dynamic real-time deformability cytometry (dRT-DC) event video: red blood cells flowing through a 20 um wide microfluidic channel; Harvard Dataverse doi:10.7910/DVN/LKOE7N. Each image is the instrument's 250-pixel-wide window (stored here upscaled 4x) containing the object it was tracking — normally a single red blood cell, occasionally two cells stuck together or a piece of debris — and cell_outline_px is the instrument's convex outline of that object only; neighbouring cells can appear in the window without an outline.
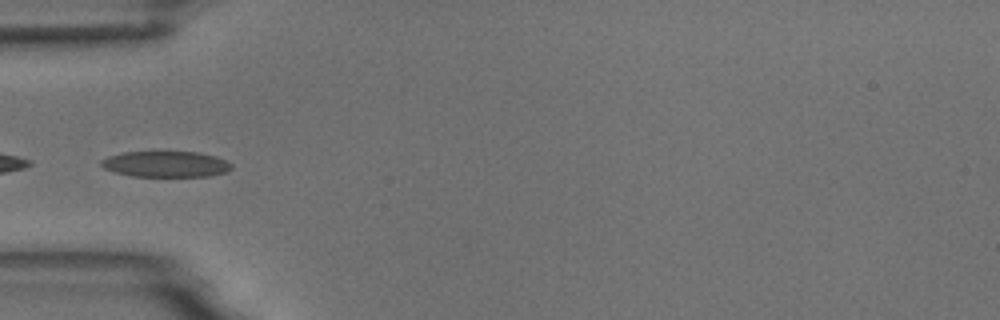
{"species": "common noctule bat (a hibernating species)", "species_latin": "Nyctalus noctula", "temperature_condition": "room temperature", "stored_images_in_passage": 5, "camera_frame_rate_fps": 3000, "um_per_image_px": 0.085, "animal": {"sex": "male", "body_mass_g": 18.8}, "frame": {"image": 1, "passage_image": 5, "time_ms": 4.667, "image_size_px": [1000, 320], "cell_outline_px": [[232, 168], [228, 172], [208, 176], [132, 176], [116, 172], [104, 168], [100, 164], [100, 160], [108, 156], [124, 152], [200, 152], [216, 156], [232, 164]], "centroid_in_image_um": [14.11, 13.95], "position_along_channel_um": 70.9, "area_um2": 19.65}}